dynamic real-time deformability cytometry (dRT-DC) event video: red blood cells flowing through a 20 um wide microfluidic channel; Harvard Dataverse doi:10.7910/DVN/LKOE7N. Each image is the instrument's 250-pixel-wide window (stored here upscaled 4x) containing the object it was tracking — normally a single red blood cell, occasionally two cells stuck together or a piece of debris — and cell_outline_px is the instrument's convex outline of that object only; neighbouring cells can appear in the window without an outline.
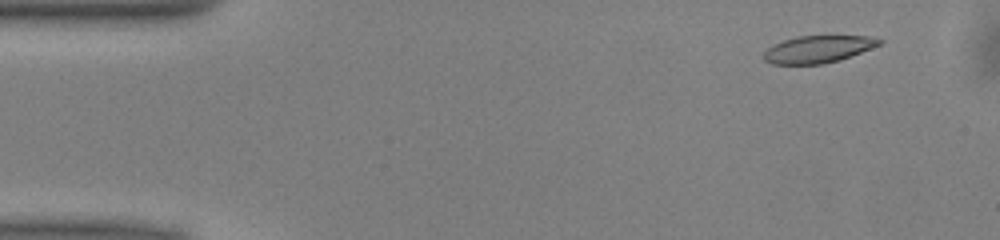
{"species": "common noctule bat (a hibernating species)", "species_latin": "Nyctalus noctula", "temperature_condition": "warm", "stored_images_in_passage": 13, "camera_frame_rate_fps": 3000, "um_per_image_px": 0.085, "animal": {"sex": "male", "body_mass_g": 13.0, "forearm_length_mm": 53.1}, "frame": {"image": 1, "passage_image": 4, "time_ms": 1.0, "image_size_px": [1000, 240], "cell_outline_px": [[884, 44], [840, 60], [824, 64], [772, 64], [764, 60], [764, 52], [768, 48], [784, 40], [796, 36], [868, 36], [884, 40]], "centroid_in_image_um": [69.59, 4.18], "position_along_channel_um": 15.4, "area_um2": 18.38}}